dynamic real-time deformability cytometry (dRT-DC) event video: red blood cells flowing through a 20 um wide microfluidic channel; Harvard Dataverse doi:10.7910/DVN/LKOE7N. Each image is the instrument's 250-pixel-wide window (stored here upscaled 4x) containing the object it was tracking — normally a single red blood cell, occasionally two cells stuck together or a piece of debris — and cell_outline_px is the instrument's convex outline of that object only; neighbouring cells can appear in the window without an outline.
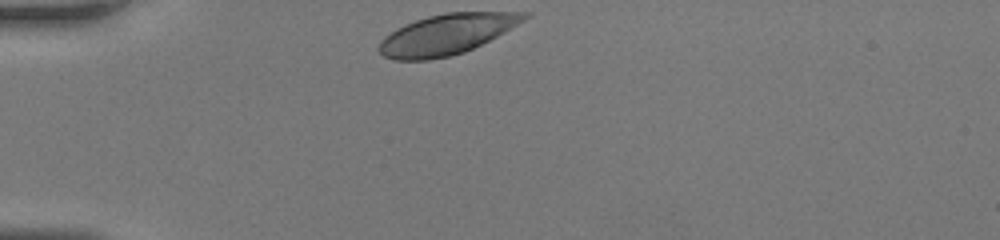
{"species": "human", "species_latin": "Homo sapiens", "temperature_condition": "room temperature", "stored_images_in_passage": 26, "camera_frame_rate_fps": 3000, "um_per_image_px": 0.085, "donor": {"sex": "female"}, "frame": {"image": 1, "passage_image": 1, "time_ms": 0.0, "image_size_px": [1000, 240], "cell_outline_px": [[532, 12], [524, 20], [504, 32], [464, 52], [448, 56], [428, 60], [392, 60], [384, 56], [376, 48], [380, 40], [384, 36], [396, 28], [404, 24], [428, 16], [444, 12]], "centroid_in_image_um": [37.9, 2.91], "position_along_channel_um": 47.1, "area_um2": 34.04}}
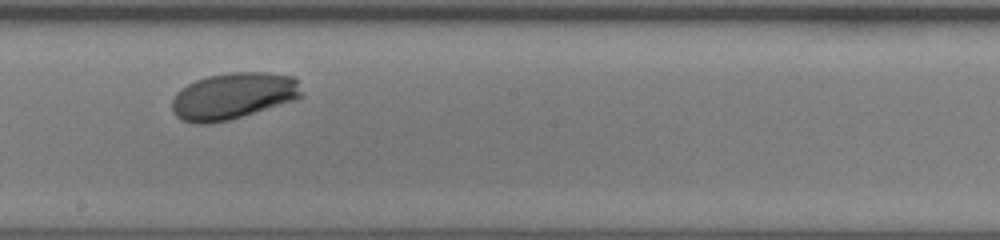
{"frame": {"image": 2, "passage_image": 15, "time_ms": 4.667, "image_size_px": [1000, 240], "cell_outline_px": [[304, 96], [296, 100], [228, 120], [208, 124], [196, 124], [180, 120], [172, 112], [172, 100], [176, 92], [180, 88], [196, 80], [208, 76], [228, 72], [268, 72], [296, 76]], "centroid_in_image_um": [19.83, 8.15], "position_along_channel_um": 228.4, "area_um2": 35.6}}
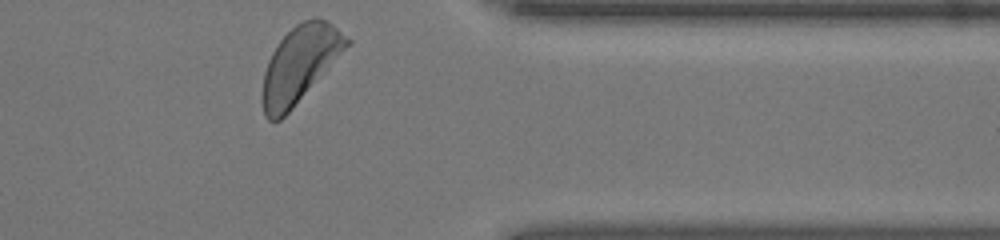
{"frame": {"image": 3, "passage_image": 26, "time_ms": 8.333, "image_size_px": [1000, 240], "cell_outline_px": [[352, 44], [292, 108], [280, 120], [268, 120], [264, 116], [264, 72], [268, 60], [272, 52], [280, 40], [296, 24], [304, 20], [316, 16], [332, 24], [352, 40]], "centroid_in_image_um": [25.53, 5.42], "position_along_channel_um": 385.9, "area_um2": 36.99}}